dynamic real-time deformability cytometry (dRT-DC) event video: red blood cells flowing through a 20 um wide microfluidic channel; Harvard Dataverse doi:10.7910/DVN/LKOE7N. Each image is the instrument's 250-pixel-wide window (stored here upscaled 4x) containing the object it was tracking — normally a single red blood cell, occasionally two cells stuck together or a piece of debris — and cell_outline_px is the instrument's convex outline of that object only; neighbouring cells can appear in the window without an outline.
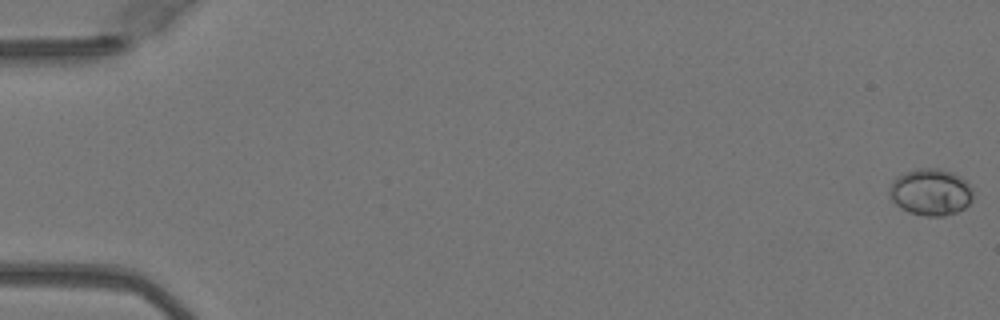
{"species": "Egyptian fruit bat (a non-hibernating species)", "species_latin": "Rousettus aegyptiacus", "temperature_condition": "warm", "stored_images_in_passage": 44, "camera_frame_rate_fps": 3000, "um_per_image_px": 0.085, "animal": {"sex": "female"}, "frame": {"image": 1, "passage_image": 1, "time_ms": 0.0, "image_size_px": [1000, 320], "cell_outline_px": [[972, 200], [964, 208], [956, 212], [944, 216], [924, 216], [908, 212], [900, 208], [892, 200], [888, 192], [892, 180], [916, 168], [936, 168], [952, 172], [960, 176], [972, 188]], "centroid_in_image_um": [79.1, 16.34], "position_along_channel_um": 5.9, "area_um2": 22.72}}
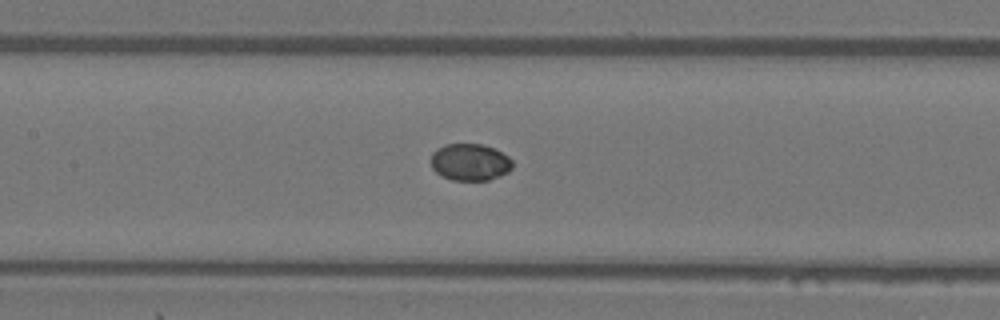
{"frame": {"image": 2, "passage_image": 25, "time_ms": 8.0, "image_size_px": [1000, 320], "cell_outline_px": [[512, 168], [508, 172], [500, 176], [488, 180], [452, 180], [436, 172], [432, 168], [432, 152], [436, 148], [444, 144], [484, 144], [508, 156], [512, 160]], "centroid_in_image_um": [39.95, 13.77], "position_along_channel_um": 167.5, "area_um2": 17.51}}
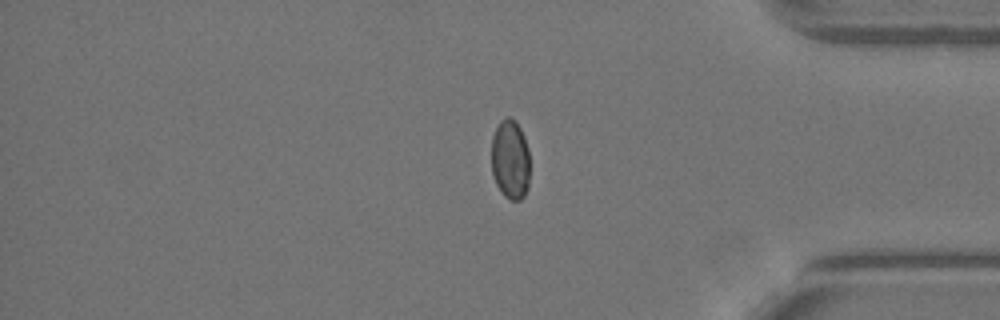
{"frame": {"image": 3, "passage_image": 43, "time_ms": 14.0, "image_size_px": [1000, 320], "cell_outline_px": [[528, 188], [524, 196], [520, 200], [512, 200], [504, 196], [496, 184], [492, 172], [492, 136], [500, 120], [508, 116], [520, 128], [524, 136], [528, 148]], "centroid_in_image_um": [43.36, 13.57], "position_along_channel_um": 391.8, "area_um2": 17.69}, "authors_computed_cell_mechanics": {"area_um2": 18.3515, "velocity_mm_per_s": 4.0845, "shape_relaxation_time_tau1_ms": 3.953, "shape_relaxation_time_tau2_ms": null, "deformation_change_tau1": 0.0592, "deformation_change_tau2": null}}